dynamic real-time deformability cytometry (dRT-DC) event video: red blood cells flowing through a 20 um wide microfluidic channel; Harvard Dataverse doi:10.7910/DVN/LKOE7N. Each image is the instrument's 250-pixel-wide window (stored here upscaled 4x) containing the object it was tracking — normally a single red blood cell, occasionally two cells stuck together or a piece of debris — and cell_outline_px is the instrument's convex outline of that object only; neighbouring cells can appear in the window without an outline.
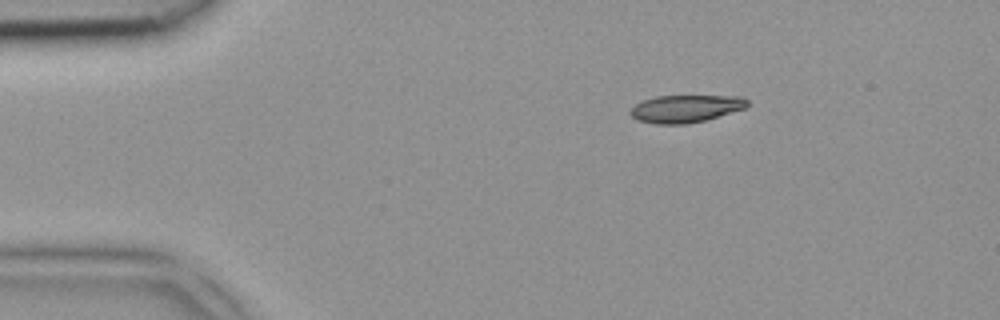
{"species": "common noctule bat (a hibernating species)", "species_latin": "Nyctalus noctula", "temperature_condition": "room temperature", "stored_images_in_passage": 3, "camera_frame_rate_fps": 3000, "um_per_image_px": 0.085, "animal": {"sex": "female", "body_mass_g": 18.4}, "frame": {"image": 1, "passage_image": 1, "time_ms": 0.0, "image_size_px": [1000, 320], "cell_outline_px": [[748, 104], [744, 108], [704, 120], [688, 124], [656, 124], [636, 120], [628, 112], [636, 104], [644, 100], [656, 96], [740, 96], [748, 100]], "centroid_in_image_um": [58.24, 9.24], "position_along_channel_um": 26.8, "area_um2": 18.55}}
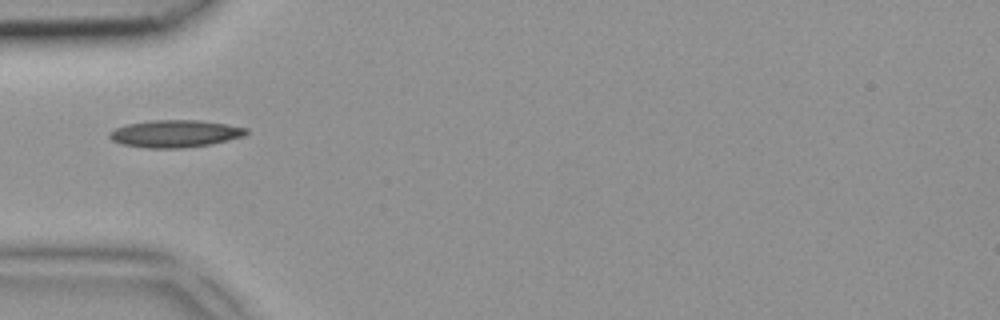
{"frame": {"image": 2, "passage_image": 3, "time_ms": 0.667, "image_size_px": [1000, 320], "cell_outline_px": [[248, 132], [244, 136], [212, 144], [180, 148], [148, 148], [120, 144], [112, 140], [108, 136], [108, 132], [116, 128], [128, 124], [152, 120], [200, 120], [248, 128]], "centroid_in_image_um": [14.87, 11.36], "position_along_channel_um": 70.1, "area_um2": 21.73}}